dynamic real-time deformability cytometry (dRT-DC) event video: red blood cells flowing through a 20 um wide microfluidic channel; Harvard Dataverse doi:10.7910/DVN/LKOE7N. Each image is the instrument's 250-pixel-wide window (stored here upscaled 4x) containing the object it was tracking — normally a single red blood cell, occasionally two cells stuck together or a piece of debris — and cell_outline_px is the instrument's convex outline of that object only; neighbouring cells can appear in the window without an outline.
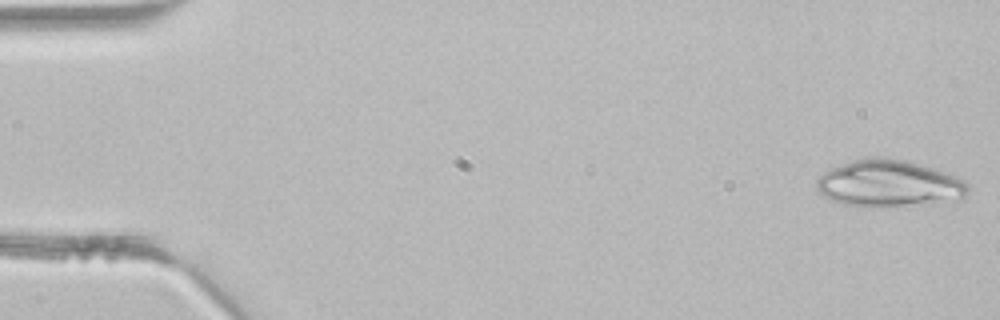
{"species": "common noctule bat (a hibernating species)", "species_latin": "Nyctalus noctula", "temperature_condition": "room temperature", "stored_images_in_passage": 43, "camera_frame_rate_fps": 3000, "um_per_image_px": 0.085, "animal": {"sex": "male", "body_mass_g": 21.5, "forearm_length_mm": 52.0}, "frame": {"image": 1, "passage_image": 1, "time_ms": 0.0, "image_size_px": [1000, 320], "cell_outline_px": [[968, 192], [964, 200], [904, 204], [844, 204], [832, 200], [824, 196], [816, 188], [816, 180], [824, 172], [832, 168], [852, 160], [872, 156], [876, 156], [904, 160], [920, 164], [944, 172], [964, 180], [968, 184]], "centroid_in_image_um": [75.58, 15.55], "position_along_channel_um": 9.4, "area_um2": 40.17}}
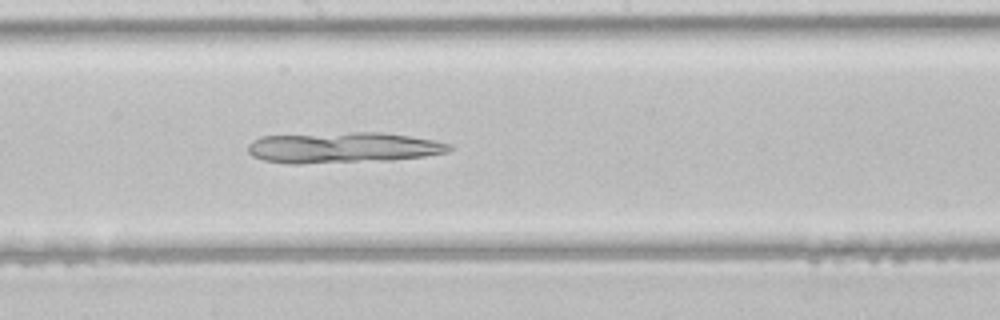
{"frame": {"image": 2, "passage_image": 23, "time_ms": 7.333, "image_size_px": [1000, 320], "cell_outline_px": [[456, 148], [448, 152], [424, 156], [392, 160], [300, 164], [288, 164], [264, 160], [252, 156], [248, 152], [248, 144], [252, 140], [260, 136], [352, 132], [384, 132], [436, 140], [452, 144]], "centroid_in_image_um": [29.18, 12.54], "position_along_channel_um": 219.0, "area_um2": 36.65}}
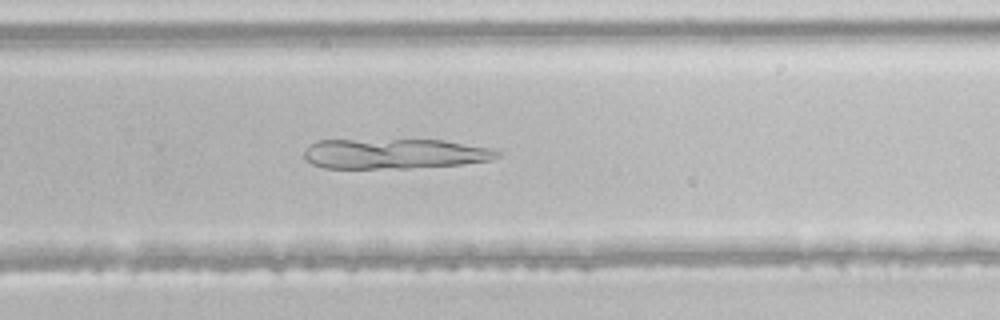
{"frame": {"image": 3, "passage_image": 28, "time_ms": 9.0, "image_size_px": [1000, 320], "cell_outline_px": [[504, 152], [500, 156], [488, 160], [460, 164], [408, 168], [324, 168], [312, 164], [304, 156], [304, 152], [316, 140], [444, 140], [492, 148]], "centroid_in_image_um": [33.57, 13.06], "position_along_channel_um": 296.2, "area_um2": 33.81}}